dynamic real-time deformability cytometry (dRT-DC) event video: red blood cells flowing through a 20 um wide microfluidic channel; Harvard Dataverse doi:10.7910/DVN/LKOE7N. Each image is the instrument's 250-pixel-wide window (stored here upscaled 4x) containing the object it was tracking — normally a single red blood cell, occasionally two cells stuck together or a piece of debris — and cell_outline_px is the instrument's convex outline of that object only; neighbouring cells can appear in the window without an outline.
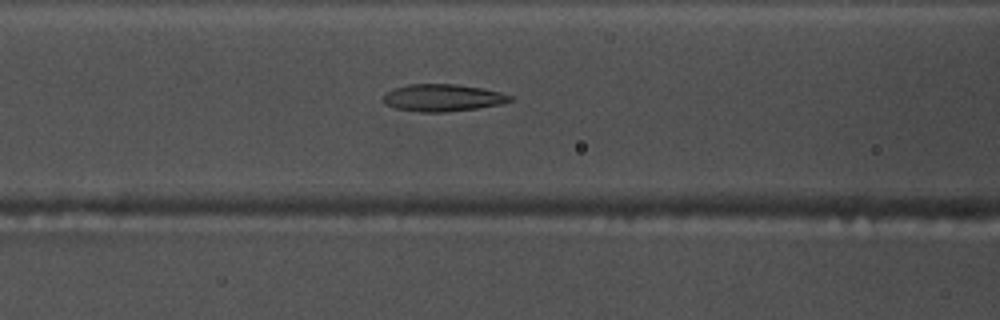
{"species": "common noctule bat (a hibernating species)", "species_latin": "Nyctalus noctula", "temperature_condition": "warm", "stored_images_in_passage": 53, "camera_frame_rate_fps": 3000, "um_per_image_px": 0.085, "animal": {"sex": "male", "body_mass_g": 17.5, "forearm_length_mm": 52.3}, "frame": {"image": 1, "passage_image": 21, "time_ms": 6.667, "image_size_px": [1000, 320], "cell_outline_px": [[516, 100], [500, 104], [476, 108], [448, 112], [420, 112], [396, 108], [384, 104], [384, 96], [392, 88], [408, 84], [456, 84], [484, 88], [500, 92], [512, 96]], "centroid_in_image_um": [37.65, 8.3], "position_along_channel_um": 128.9, "area_um2": 20.17}}
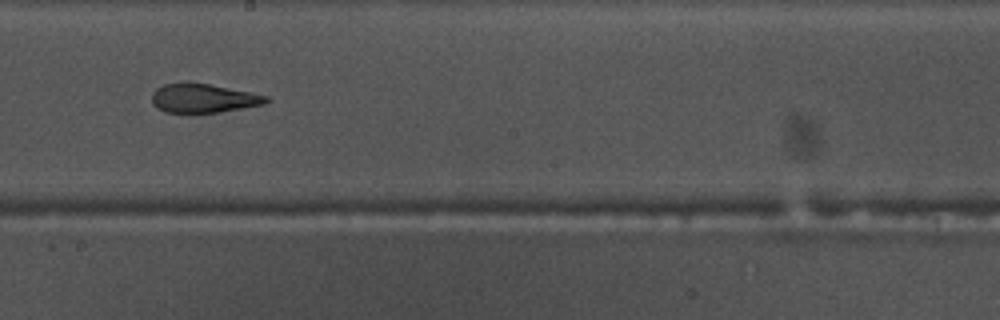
{"frame": {"image": 2, "passage_image": 29, "time_ms": 9.333, "image_size_px": [1000, 320], "cell_outline_px": [[272, 100], [268, 104], [220, 112], [164, 112], [156, 108], [152, 104], [152, 92], [156, 88], [164, 84], [184, 80], [188, 80], [268, 96]], "centroid_in_image_um": [17.27, 8.33], "position_along_channel_um": 230.9, "area_um2": 19.71}}
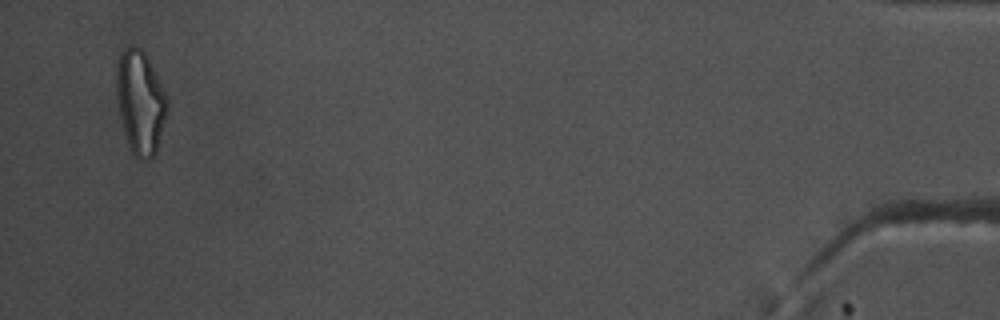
{"frame": {"image": 3, "passage_image": 51, "time_ms": 16.667, "image_size_px": [1000, 320], "cell_outline_px": [[168, 108], [156, 156], [148, 160], [140, 160], [132, 152], [124, 132], [120, 116], [116, 96], [116, 64], [120, 52], [124, 48], [132, 44], [140, 48], [144, 52], [168, 100]], "centroid_in_image_um": [11.91, 8.7], "position_along_channel_um": 423.3, "area_um2": 30.63}, "authors_computed_cell_mechanics": {"area_um2": 21.5594, "velocity_mm_per_s": 3.843, "shape_relaxation_time_tau1_ms": null, "shape_relaxation_time_tau2_ms": 2.0153, "deformation_change_tau1": null, "deformation_change_tau2": 0.115}}